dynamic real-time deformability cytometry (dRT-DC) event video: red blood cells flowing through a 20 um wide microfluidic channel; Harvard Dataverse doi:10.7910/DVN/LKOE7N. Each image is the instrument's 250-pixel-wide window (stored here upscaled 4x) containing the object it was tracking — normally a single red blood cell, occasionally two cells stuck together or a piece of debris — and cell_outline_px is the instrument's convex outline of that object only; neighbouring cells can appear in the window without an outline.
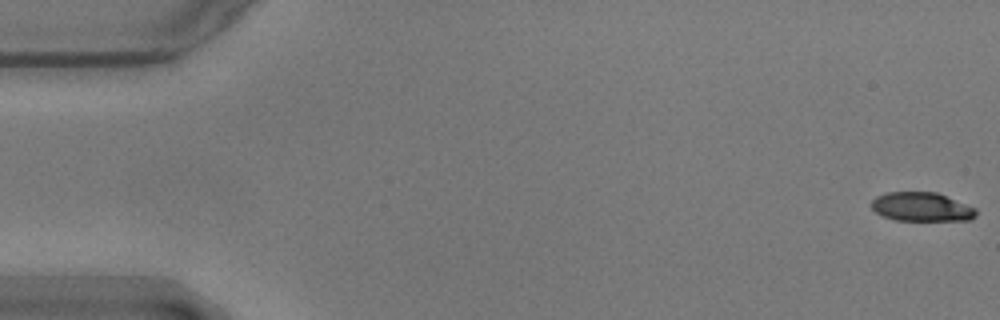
{"species": "common noctule bat (a hibernating species)", "species_latin": "Nyctalus noctula", "temperature_condition": "warm", "stored_images_in_passage": 8, "camera_frame_rate_fps": 3000, "um_per_image_px": 0.085, "animal": {"sex": "male", "body_mass_g": 17.9}, "frame": {"image": 1, "passage_image": 1, "time_ms": 0.0, "image_size_px": [1000, 320], "cell_outline_px": [[976, 216], [972, 220], [896, 220], [884, 216], [876, 212], [872, 208], [872, 200], [876, 196], [888, 192], [936, 192], [976, 208]], "centroid_in_image_um": [78.35, 17.58], "position_along_channel_um": 6.7, "area_um2": 17.51}}